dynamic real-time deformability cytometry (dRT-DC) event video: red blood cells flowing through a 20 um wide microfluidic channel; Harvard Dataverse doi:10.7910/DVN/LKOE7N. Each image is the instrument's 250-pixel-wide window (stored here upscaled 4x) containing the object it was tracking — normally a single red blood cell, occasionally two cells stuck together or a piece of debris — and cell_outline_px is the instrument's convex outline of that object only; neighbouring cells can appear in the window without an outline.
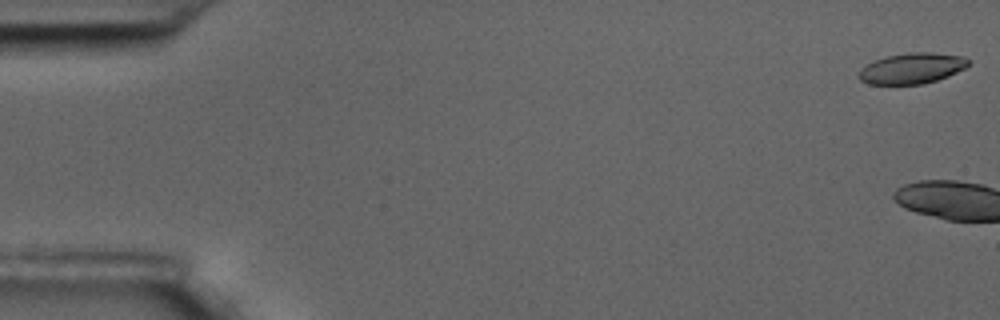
{"species": "common noctule bat (a hibernating species)", "species_latin": "Nyctalus noctula", "temperature_condition": "room temperature", "stored_images_in_passage": 5, "camera_frame_rate_fps": 3000, "um_per_image_px": 0.085, "animal": {"sex": "male", "body_mass_g": 17.5, "forearm_length_mm": 52.3}, "frame": {"image": 1, "passage_image": 1, "time_ms": 0.0, "image_size_px": [1000, 320], "cell_outline_px": [[968, 64], [964, 68], [948, 76], [924, 84], [868, 84], [860, 80], [856, 76], [860, 68], [876, 60], [888, 56], [912, 52], [932, 52], [964, 56], [968, 60]], "centroid_in_image_um": [77.48, 5.81], "position_along_channel_um": 7.5, "area_um2": 19.54}}